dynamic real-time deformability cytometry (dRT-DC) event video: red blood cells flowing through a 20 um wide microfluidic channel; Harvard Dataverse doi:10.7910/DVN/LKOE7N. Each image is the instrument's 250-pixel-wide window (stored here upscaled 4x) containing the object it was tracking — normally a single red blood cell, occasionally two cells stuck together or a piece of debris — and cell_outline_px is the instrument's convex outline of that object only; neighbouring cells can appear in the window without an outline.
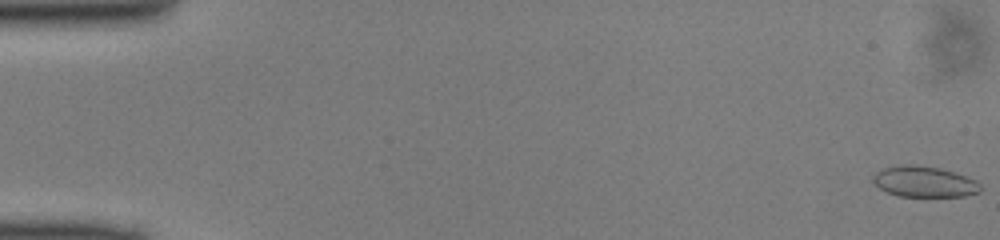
{"species": "common noctule bat (a hibernating species)", "species_latin": "Nyctalus noctula", "temperature_condition": "cold", "stored_images_in_passage": 50, "camera_frame_rate_fps": 3000, "um_per_image_px": 0.085, "animal": {"sex": "male", "body_mass_g": 13.0, "forearm_length_mm": 53.1}, "frame": {"image": 1, "passage_image": 1, "time_ms": 0.0, "image_size_px": [1000, 240], "cell_outline_px": [[980, 192], [964, 196], [896, 196], [880, 188], [872, 180], [872, 176], [876, 172], [884, 168], [904, 164], [916, 164], [940, 168], [976, 180], [980, 184]], "centroid_in_image_um": [78.54, 15.44], "position_along_channel_um": 6.5, "area_um2": 19.19}}
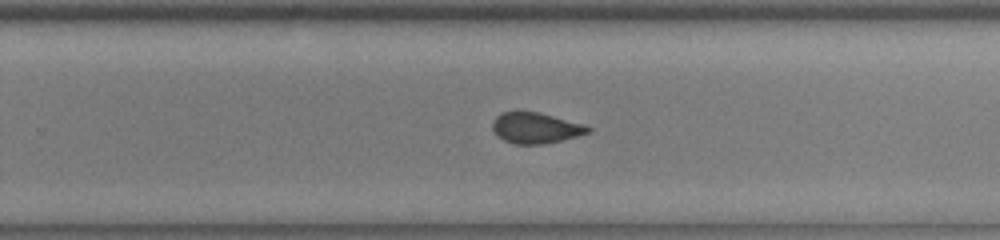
{"frame": {"image": 2, "passage_image": 32, "time_ms": 10.333, "image_size_px": [1000, 240], "cell_outline_px": [[592, 128], [588, 132], [576, 136], [544, 144], [512, 144], [496, 136], [492, 128], [492, 120], [500, 112], [540, 112], [584, 124]], "centroid_in_image_um": [45.48, 10.87], "position_along_channel_um": 284.3, "area_um2": 17.17}}
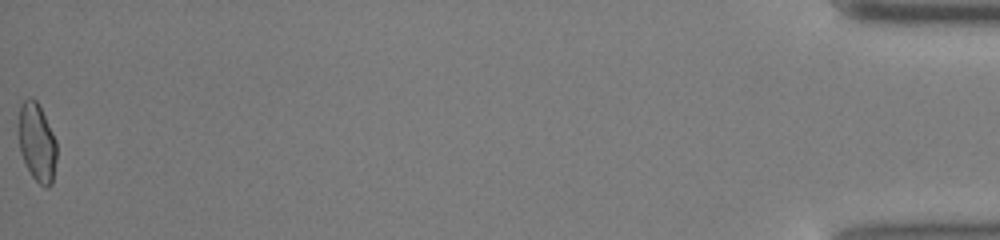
{"frame": {"image": 3, "passage_image": 50, "time_ms": 16.333, "image_size_px": [1000, 240], "cell_outline_px": [[56, 160], [52, 184], [48, 188], [44, 188], [32, 176], [20, 152], [20, 104], [28, 96], [32, 96], [36, 100], [56, 140]], "centroid_in_image_um": [3.16, 12.12], "position_along_channel_um": 432.0, "area_um2": 17.05}}